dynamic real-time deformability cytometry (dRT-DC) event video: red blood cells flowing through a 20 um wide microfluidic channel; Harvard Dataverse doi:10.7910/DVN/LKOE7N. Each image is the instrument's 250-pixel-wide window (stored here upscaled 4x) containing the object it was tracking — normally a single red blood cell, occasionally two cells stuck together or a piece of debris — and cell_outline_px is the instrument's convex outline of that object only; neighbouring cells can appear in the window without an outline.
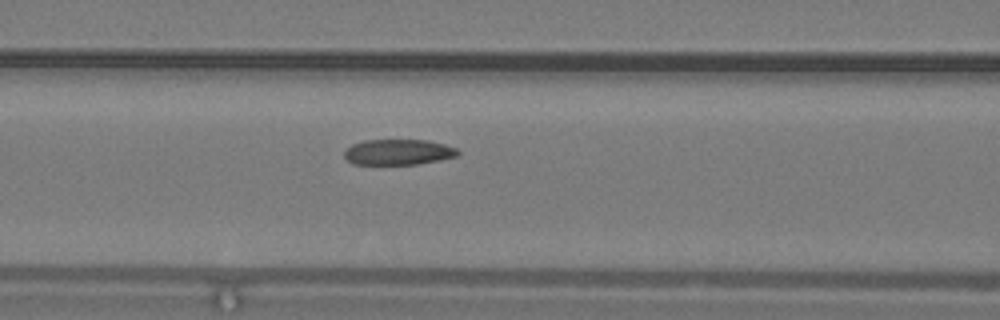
{"species": "common noctule bat (a hibernating species)", "species_latin": "Nyctalus noctula", "temperature_condition": "warm", "stored_images_in_passage": 14, "camera_frame_rate_fps": 3000, "um_per_image_px": 0.085, "animal": {"sex": "male", "body_mass_g": 19.2, "forearm_length_mm": 51.8}, "frame": {"image": 1, "passage_image": 10, "time_ms": 3.0, "image_size_px": [1000, 320], "cell_outline_px": [[460, 152], [456, 156], [440, 160], [416, 164], [352, 164], [344, 156], [344, 152], [352, 144], [364, 140], [428, 140], [444, 144], [456, 148]], "centroid_in_image_um": [33.85, 12.92], "position_along_channel_um": 132.7, "area_um2": 16.88}}